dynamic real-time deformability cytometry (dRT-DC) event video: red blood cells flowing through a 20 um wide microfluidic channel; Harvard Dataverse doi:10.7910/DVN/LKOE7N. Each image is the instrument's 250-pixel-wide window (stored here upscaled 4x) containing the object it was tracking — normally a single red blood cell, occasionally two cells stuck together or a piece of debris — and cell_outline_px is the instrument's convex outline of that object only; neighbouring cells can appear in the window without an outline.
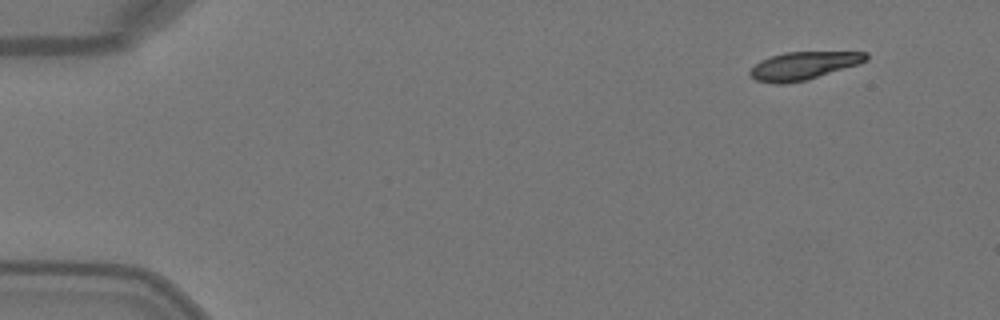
{"species": "Egyptian fruit bat (a non-hibernating species)", "species_latin": "Rousettus aegyptiacus", "temperature_condition": "warm", "stored_images_in_passage": 4, "camera_frame_rate_fps": 3000, "um_per_image_px": 0.085, "animal": {"sex": "female"}, "frame": {"image": 1, "passage_image": 1, "time_ms": 0.0, "image_size_px": [1000, 320], "cell_outline_px": [[868, 60], [860, 64], [804, 80], [780, 84], [776, 84], [756, 80], [748, 72], [760, 60], [784, 52], [868, 52]], "centroid_in_image_um": [68.31, 5.57], "position_along_channel_um": 16.7, "area_um2": 18.61}}
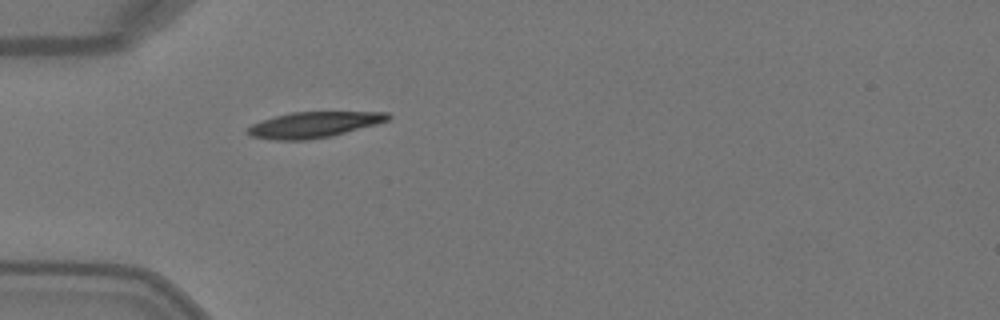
{"frame": {"image": 2, "passage_image": 4, "time_ms": 1.0, "image_size_px": [1000, 320], "cell_outline_px": [[392, 116], [388, 120], [376, 124], [332, 136], [308, 140], [272, 140], [248, 136], [244, 132], [252, 124], [276, 116], [292, 112], [388, 112]], "centroid_in_image_um": [26.65, 10.61], "position_along_channel_um": 58.4, "area_um2": 21.1}}